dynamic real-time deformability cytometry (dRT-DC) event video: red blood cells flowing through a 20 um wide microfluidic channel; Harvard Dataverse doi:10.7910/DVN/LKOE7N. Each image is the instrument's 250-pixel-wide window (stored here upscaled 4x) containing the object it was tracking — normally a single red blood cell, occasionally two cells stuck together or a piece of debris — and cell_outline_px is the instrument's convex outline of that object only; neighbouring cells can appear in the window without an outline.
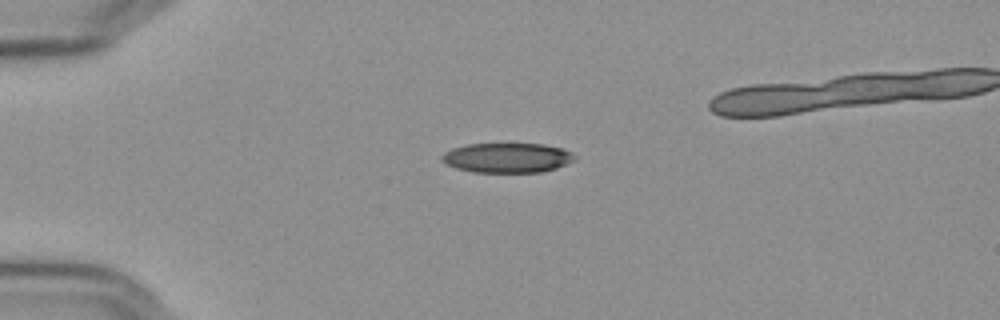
{"species": "Egyptian fruit bat (a non-hibernating species)", "species_latin": "Rousettus aegyptiacus", "temperature_condition": "cold", "stored_images_in_passage": 39, "camera_frame_rate_fps": 3000, "um_per_image_px": 0.085, "frame": {"image": 1, "passage_image": 1, "time_ms": 0.0, "image_size_px": [1000, 320], "cell_outline_px": [[576, 160], [556, 168], [540, 172], [472, 172], [456, 168], [444, 164], [440, 160], [440, 156], [444, 152], [452, 148], [468, 144], [544, 144], [564, 148], [572, 152], [576, 156]], "centroid_in_image_um": [43.1, 13.41], "position_along_channel_um": 41.9, "area_um2": 23.29}}
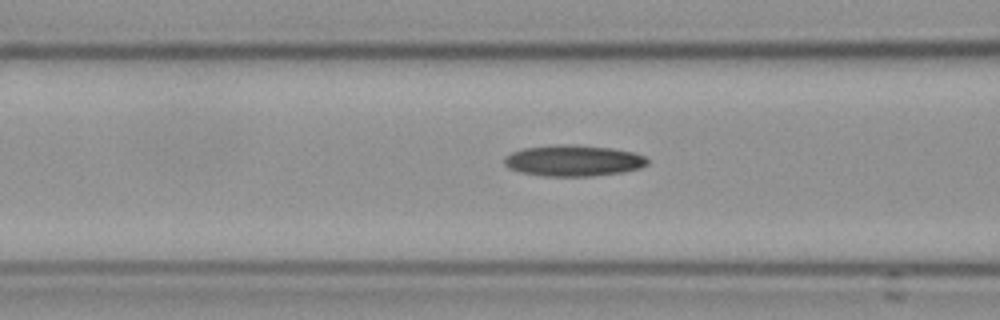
{"frame": {"image": 2, "passage_image": 10, "time_ms": 3.0, "image_size_px": [1000, 320], "cell_outline_px": [[648, 164], [640, 168], [620, 172], [588, 176], [544, 176], [520, 172], [508, 168], [504, 164], [504, 156], [512, 152], [524, 148], [556, 144], [572, 144], [612, 148], [636, 152], [644, 156], [648, 160]], "centroid_in_image_um": [48.72, 13.64], "position_along_channel_um": 117.9, "area_um2": 26.07}}
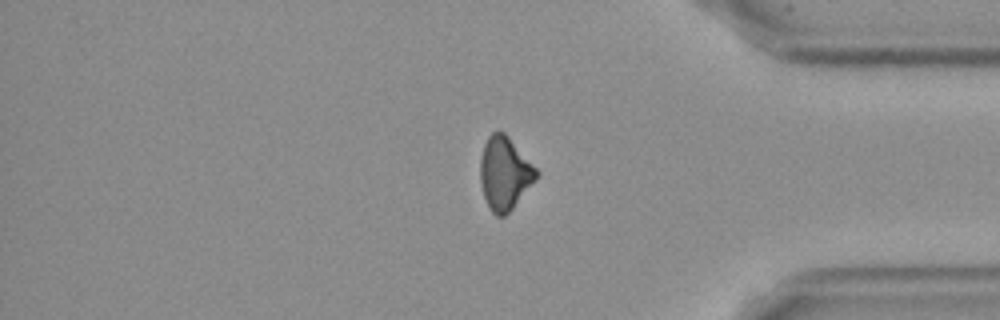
{"frame": {"image": 3, "passage_image": 34, "time_ms": 11.0, "image_size_px": [1000, 320], "cell_outline_px": [[540, 172], [536, 180], [512, 208], [504, 216], [496, 216], [488, 208], [484, 196], [480, 180], [480, 160], [484, 144], [488, 136], [492, 132], [504, 132], [508, 136]], "centroid_in_image_um": [42.89, 14.73], "position_along_channel_um": 392.3, "area_um2": 23.76}}